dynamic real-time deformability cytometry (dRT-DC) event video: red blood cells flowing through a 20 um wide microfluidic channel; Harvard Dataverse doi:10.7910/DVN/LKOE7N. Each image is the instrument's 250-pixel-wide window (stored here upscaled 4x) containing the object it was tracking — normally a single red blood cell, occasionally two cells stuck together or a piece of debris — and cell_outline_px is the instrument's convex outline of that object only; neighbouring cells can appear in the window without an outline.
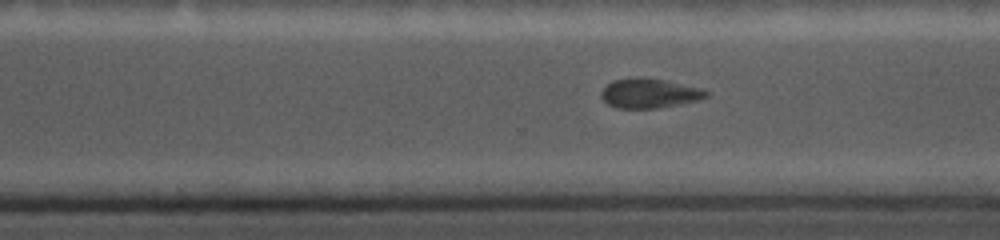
{"species": "common noctule bat (a hibernating species)", "species_latin": "Nyctalus noctula", "temperature_condition": "cold", "stored_images_in_passage": 32, "camera_frame_rate_fps": 5000, "um_per_image_px": 0.085, "animal": {"sex": "female", "body_mass_g": 19.0, "forearm_length_mm": 56.7}, "frame": {"image": 1, "passage_image": 22, "time_ms": 7.4, "image_size_px": [1000, 240], "cell_outline_px": [[708, 96], [696, 100], [660, 108], [616, 108], [608, 104], [600, 96], [600, 92], [612, 80], [640, 76], [664, 80], [700, 88], [708, 92]], "centroid_in_image_um": [55.14, 7.92], "position_along_channel_um": 315.5, "area_um2": 17.98}}
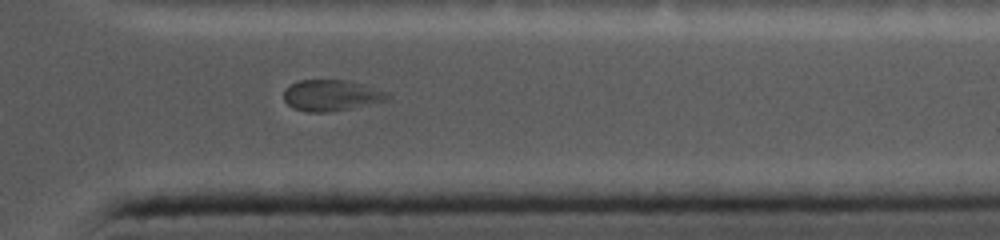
{"frame": {"image": 2, "passage_image": 28, "time_ms": 9.2, "image_size_px": [1000, 240], "cell_outline_px": [[392, 96], [388, 100], [352, 108], [328, 112], [308, 112], [292, 108], [284, 100], [284, 88], [288, 84], [300, 80], [348, 80], [388, 92]], "centroid_in_image_um": [28.14, 8.1], "position_along_channel_um": 383.3, "area_um2": 18.96}}
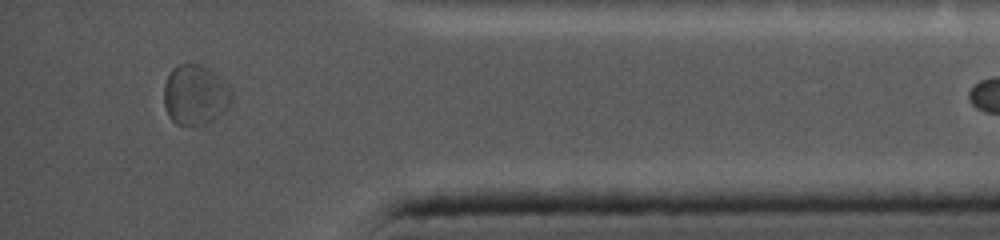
{"frame": {"image": 3, "passage_image": 31, "time_ms": 10.4, "image_size_px": [1000, 240], "cell_outline_px": [[232, 100], [228, 108], [212, 120], [204, 124], [176, 124], [168, 116], [164, 104], [164, 84], [172, 68], [176, 64], [204, 64], [212, 68], [228, 84], [232, 92]], "centroid_in_image_um": [16.61, 8.01], "position_along_channel_um": 418.6, "area_um2": 24.04}}